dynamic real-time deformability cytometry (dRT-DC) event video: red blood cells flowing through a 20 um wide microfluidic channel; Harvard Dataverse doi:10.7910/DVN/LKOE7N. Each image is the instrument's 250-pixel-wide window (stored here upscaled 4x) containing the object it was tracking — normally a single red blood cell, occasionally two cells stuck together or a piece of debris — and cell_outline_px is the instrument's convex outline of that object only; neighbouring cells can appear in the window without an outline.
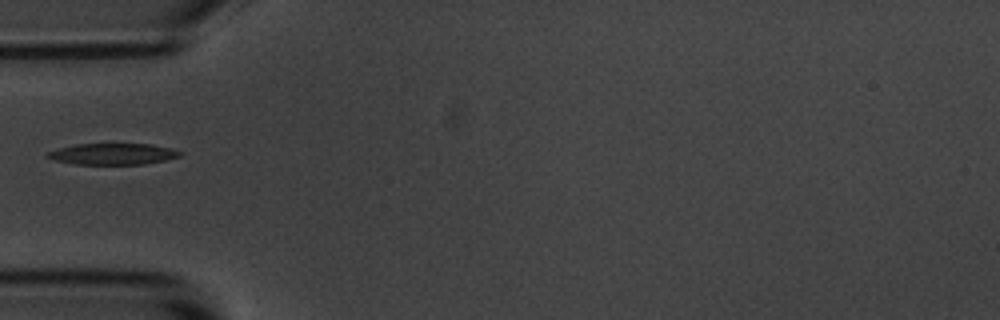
{"species": "common noctule bat (a hibernating species)", "species_latin": "Nyctalus noctula", "temperature_condition": "room temperature", "stored_images_in_passage": 5, "camera_frame_rate_fps": 3000, "um_per_image_px": 0.085, "animal": {"sex": "male", "body_mass_g": 20.1, "forearm_length_mm": 53.5}, "frame": {"image": 1, "passage_image": 5, "time_ms": 4.667, "image_size_px": [1000, 320], "cell_outline_px": [[184, 152], [180, 156], [164, 160], [144, 164], [76, 164], [56, 160], [44, 156], [48, 152], [60, 148], [76, 144], [152, 144]], "centroid_in_image_um": [9.6, 13.08], "position_along_channel_um": 75.4, "area_um2": 16.18}}